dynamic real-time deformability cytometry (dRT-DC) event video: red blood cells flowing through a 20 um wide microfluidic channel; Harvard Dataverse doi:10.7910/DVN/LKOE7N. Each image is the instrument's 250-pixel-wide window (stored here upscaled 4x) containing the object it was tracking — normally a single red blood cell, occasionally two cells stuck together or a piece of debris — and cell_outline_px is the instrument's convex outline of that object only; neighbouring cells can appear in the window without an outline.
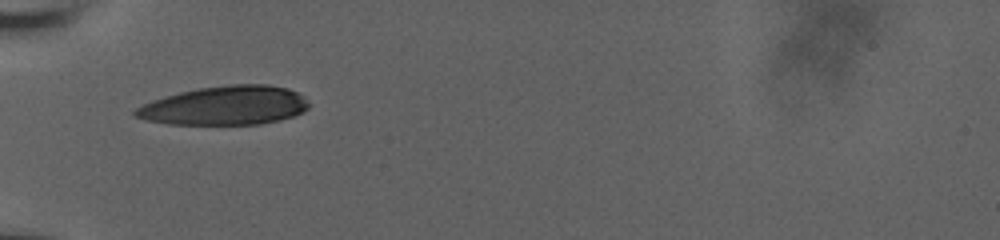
{"species": "human", "species_latin": "Homo sapiens", "temperature_condition": "room temperature", "stored_images_in_passage": 29, "camera_frame_rate_fps": 3000, "um_per_image_px": 0.085, "donor": {"sex": "male"}, "frame": {"image": 1, "passage_image": 1, "time_ms": 0.0, "image_size_px": [1000, 240], "cell_outline_px": [[312, 104], [308, 108], [292, 116], [280, 120], [260, 124], [168, 124], [144, 120], [136, 116], [132, 112], [136, 108], [152, 100], [164, 96], [180, 92], [200, 88], [228, 84], [268, 84], [288, 88], [300, 92]], "centroid_in_image_um": [19.16, 8.96], "position_along_channel_um": 65.8, "area_um2": 39.59}}
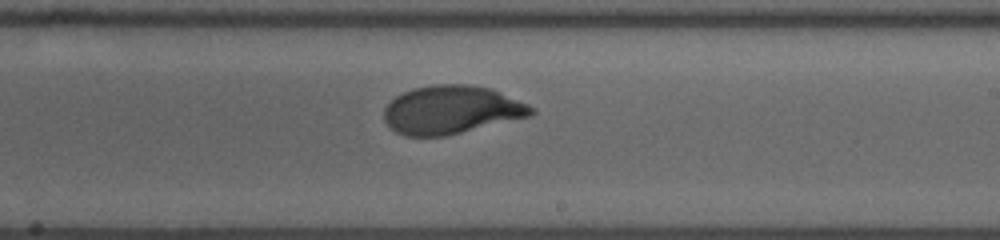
{"frame": {"image": 2, "passage_image": 16, "time_ms": 5.0, "image_size_px": [1000, 240], "cell_outline_px": [[536, 112], [532, 116], [444, 136], [404, 136], [396, 132], [384, 120], [384, 108], [396, 96], [412, 88], [432, 84], [468, 84], [492, 88], [528, 104], [536, 108]], "centroid_in_image_um": [38.4, 9.32], "position_along_channel_um": 250.6, "area_um2": 41.62}}
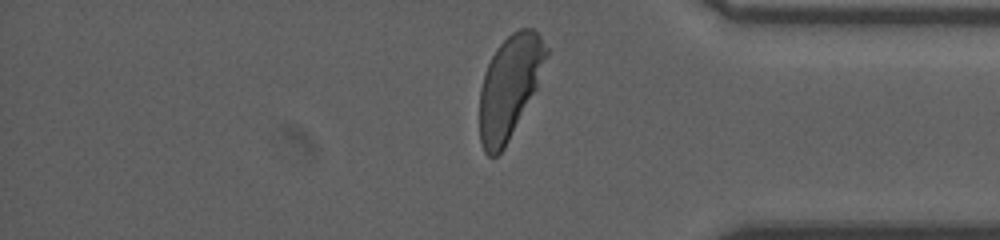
{"frame": {"image": 3, "passage_image": 28, "time_ms": 9.0, "image_size_px": [1000, 240], "cell_outline_px": [[548, 56], [536, 88], [504, 148], [496, 156], [488, 156], [484, 152], [480, 140], [480, 88], [484, 72], [496, 48], [512, 32], [520, 28], [532, 28], [540, 36], [548, 48]], "centroid_in_image_um": [43.3, 7.35], "position_along_channel_um": 391.9, "area_um2": 39.42}, "authors_computed_cell_mechanics": {"area_um2": 41.8472, "velocity_mm_per_s": 3.8141, "shape_relaxation_time_tau1_ms": 2.87, "shape_relaxation_time_tau2_ms": null, "deformation_change_tau1": 0.18, "deformation_change_tau2": null}}